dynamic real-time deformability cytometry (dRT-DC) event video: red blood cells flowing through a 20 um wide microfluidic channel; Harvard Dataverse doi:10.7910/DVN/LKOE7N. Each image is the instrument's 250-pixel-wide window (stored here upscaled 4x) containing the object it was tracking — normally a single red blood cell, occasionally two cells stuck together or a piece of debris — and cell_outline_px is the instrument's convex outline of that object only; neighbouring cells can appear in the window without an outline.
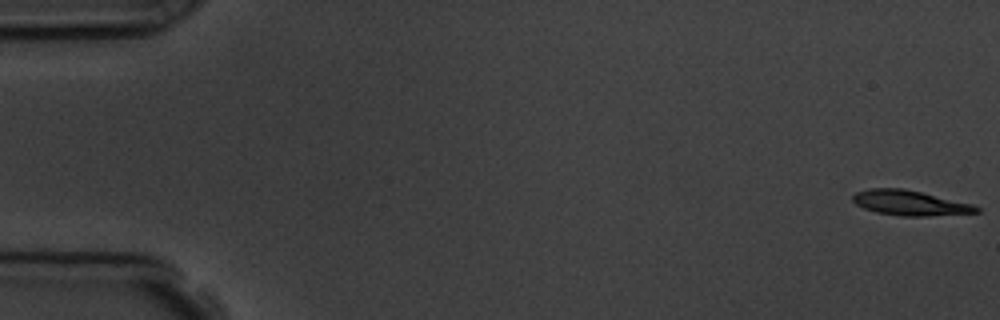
{"species": "common noctule bat (a hibernating species)", "species_latin": "Nyctalus noctula", "temperature_condition": "room temperature", "stored_images_in_passage": 5, "camera_frame_rate_fps": 3000, "um_per_image_px": 0.085, "animal": {"sex": "male", "body_mass_g": 19.5, "forearm_length_mm": 54.6}, "frame": {"image": 1, "passage_image": 1, "time_ms": 0.0, "image_size_px": [1000, 320], "cell_outline_px": [[980, 212], [928, 216], [900, 216], [876, 212], [864, 208], [856, 204], [852, 200], [852, 196], [856, 192], [868, 188], [904, 188], [972, 204], [980, 208]], "centroid_in_image_um": [77.32, 17.24], "position_along_channel_um": 7.7, "area_um2": 17.98}}